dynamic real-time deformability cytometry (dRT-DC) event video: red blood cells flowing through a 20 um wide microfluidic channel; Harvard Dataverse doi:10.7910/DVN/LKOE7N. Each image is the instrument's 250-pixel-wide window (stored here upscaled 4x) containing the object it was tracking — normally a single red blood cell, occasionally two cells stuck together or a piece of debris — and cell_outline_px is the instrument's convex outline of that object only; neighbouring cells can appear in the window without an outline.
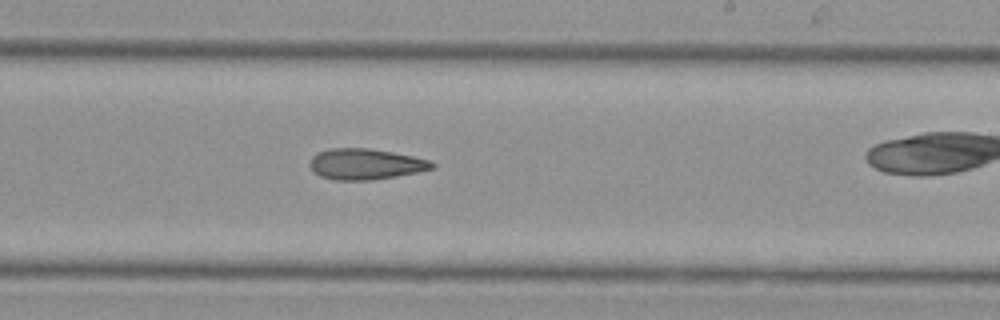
{"species": "Egyptian fruit bat (a non-hibernating species)", "species_latin": "Rousettus aegyptiacus", "temperature_condition": "cold", "stored_images_in_passage": 24, "camera_frame_rate_fps": 3000, "um_per_image_px": 0.085, "animal": {"sex": "female"}, "frame": {"image": 1, "passage_image": 17, "time_ms": 5.333, "image_size_px": [1000, 320], "cell_outline_px": [[436, 168], [396, 176], [372, 180], [336, 180], [320, 176], [312, 172], [308, 164], [312, 156], [328, 148], [368, 148], [392, 152], [432, 160], [436, 164]], "centroid_in_image_um": [31.06, 13.95], "position_along_channel_um": 257.9, "area_um2": 22.14}}
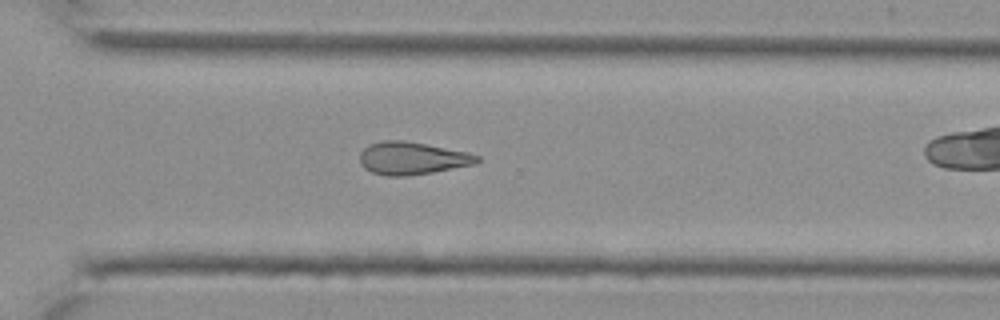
{"frame": {"image": 2, "passage_image": 21, "time_ms": 6.667, "image_size_px": [1000, 320], "cell_outline_px": [[480, 160], [476, 164], [432, 172], [408, 176], [388, 176], [372, 172], [364, 168], [360, 164], [360, 152], [368, 144], [384, 140], [404, 140], [468, 152], [480, 156]], "centroid_in_image_um": [35.02, 13.45], "position_along_channel_um": 335.6, "area_um2": 22.37}}